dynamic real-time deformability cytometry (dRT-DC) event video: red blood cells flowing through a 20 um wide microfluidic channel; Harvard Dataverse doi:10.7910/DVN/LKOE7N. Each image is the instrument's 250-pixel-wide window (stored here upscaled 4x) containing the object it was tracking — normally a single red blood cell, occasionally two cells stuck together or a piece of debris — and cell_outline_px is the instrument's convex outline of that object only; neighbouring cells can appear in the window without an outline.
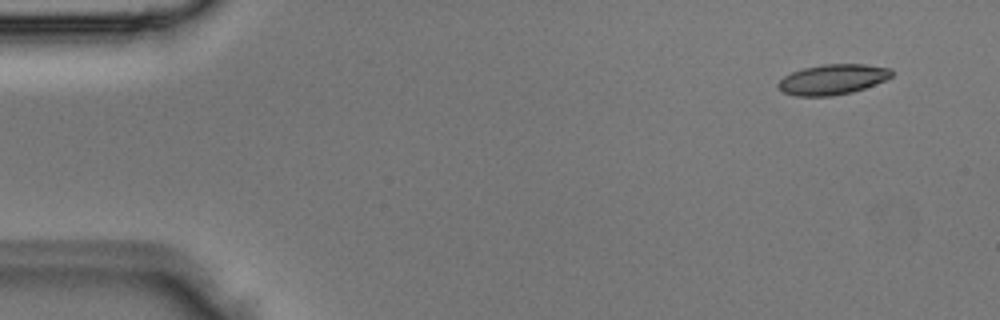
{"species": "Egyptian fruit bat (a non-hibernating species)", "species_latin": "Rousettus aegyptiacus", "temperature_condition": "room temperature", "stored_images_in_passage": 3, "camera_frame_rate_fps": 3000, "um_per_image_px": 0.085, "animal": {"sex": "male"}, "frame": {"image": 1, "passage_image": 1, "time_ms": 0.0, "image_size_px": [1000, 320], "cell_outline_px": [[892, 76], [884, 80], [864, 88], [852, 92], [832, 96], [796, 96], [784, 92], [776, 84], [784, 76], [792, 72], [804, 68], [824, 64], [864, 64], [892, 68]], "centroid_in_image_um": [70.77, 6.75], "position_along_channel_um": 14.2, "area_um2": 19.88}}
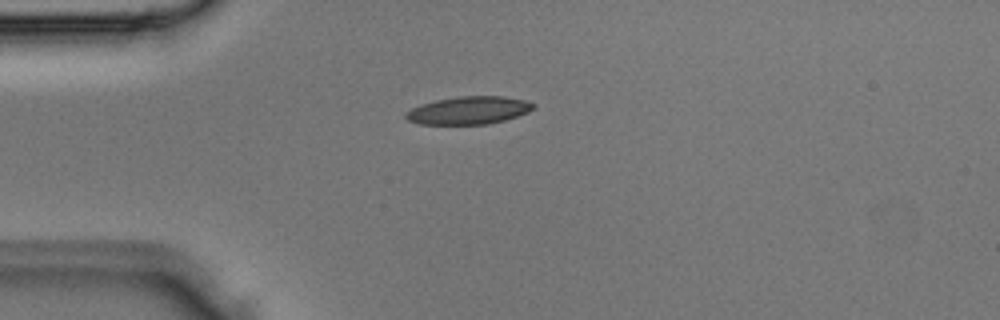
{"frame": {"image": 2, "passage_image": 3, "time_ms": 0.667, "image_size_px": [1000, 320], "cell_outline_px": [[536, 108], [528, 112], [504, 120], [488, 124], [420, 124], [408, 120], [404, 116], [412, 108], [436, 100], [460, 96], [504, 96], [524, 100], [536, 104]], "centroid_in_image_um": [39.89, 9.38], "position_along_channel_um": 45.1, "area_um2": 20.46}}